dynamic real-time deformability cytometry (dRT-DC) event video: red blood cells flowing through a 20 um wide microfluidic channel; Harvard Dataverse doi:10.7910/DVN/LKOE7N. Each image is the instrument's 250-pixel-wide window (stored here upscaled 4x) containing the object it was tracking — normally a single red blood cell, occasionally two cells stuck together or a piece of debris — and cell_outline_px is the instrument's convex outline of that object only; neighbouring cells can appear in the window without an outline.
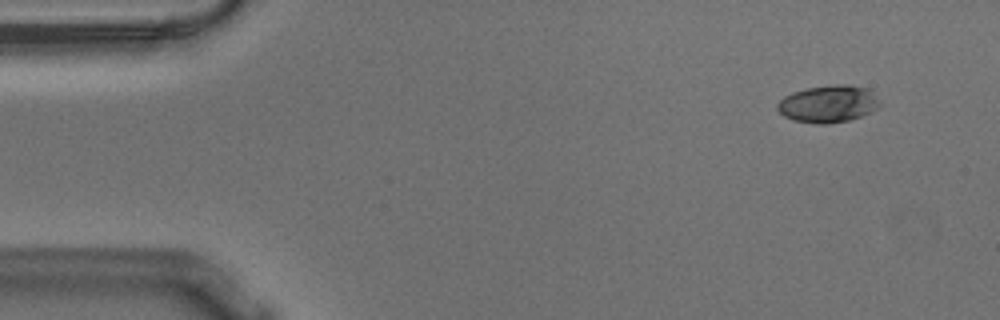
{"species": "Egyptian fruit bat (a non-hibernating species)", "species_latin": "Rousettus aegyptiacus", "temperature_condition": "warm", "stored_images_in_passage": 52, "camera_frame_rate_fps": 3000, "um_per_image_px": 0.085, "animal": {"sex": "male"}, "frame": {"image": 1, "passage_image": 1, "time_ms": 0.0, "image_size_px": [1000, 320], "cell_outline_px": [[880, 108], [860, 116], [848, 120], [824, 124], [816, 124], [792, 120], [784, 116], [776, 108], [776, 104], [784, 96], [792, 92], [808, 88], [832, 84], [848, 84], [868, 88], [880, 100]], "centroid_in_image_um": [70.4, 8.82], "position_along_channel_um": 14.6, "area_um2": 22.37}}
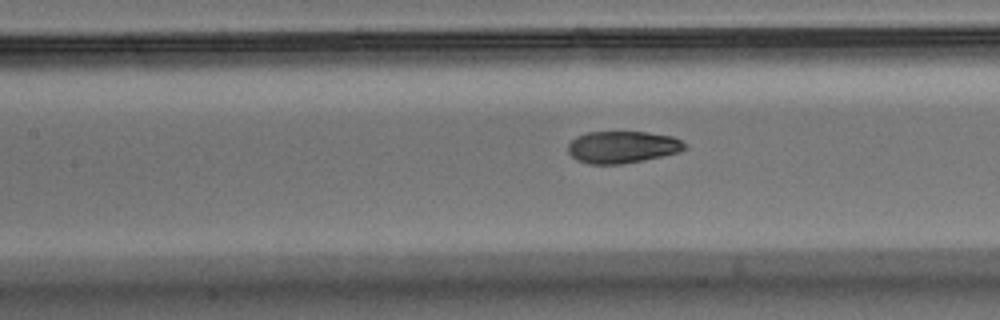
{"frame": {"image": 2, "passage_image": 21, "time_ms": 6.667, "image_size_px": [1000, 320], "cell_outline_px": [[688, 148], [680, 152], [644, 160], [620, 164], [588, 164], [576, 160], [568, 152], [568, 144], [576, 136], [584, 132], [644, 132], [672, 136], [688, 144]], "centroid_in_image_um": [52.91, 12.5], "position_along_channel_um": 154.5, "area_um2": 21.96}}
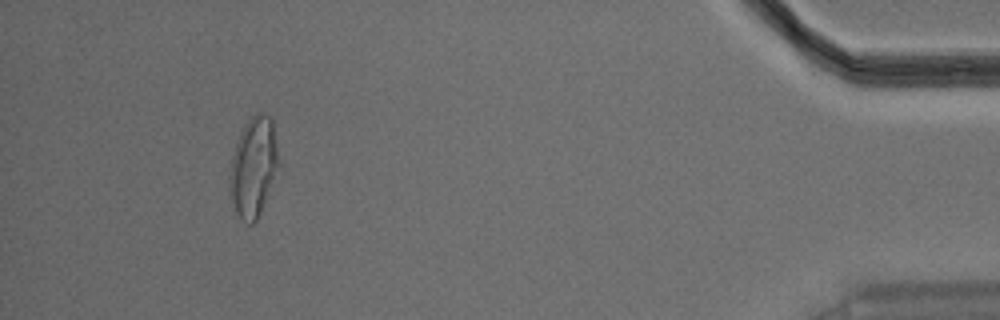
{"frame": {"image": 3, "passage_image": 48, "time_ms": 15.667, "image_size_px": [1000, 320], "cell_outline_px": [[280, 164], [260, 212], [256, 220], [252, 224], [248, 224], [236, 212], [228, 192], [228, 172], [236, 140], [244, 124], [256, 112], [264, 112], [272, 116], [280, 160]], "centroid_in_image_um": [21.53, 14.13], "position_along_channel_um": 413.7, "area_um2": 28.96}, "authors_computed_cell_mechanics": {"area_um2": 22.6865, "velocity_mm_per_s": 3.6161, "shape_relaxation_time_tau1_ms": 8.9254, "shape_relaxation_time_tau2_ms": 0.7888, "deformation_change_tau1": 0.2728, "deformation_change_tau2": 0.0447}}